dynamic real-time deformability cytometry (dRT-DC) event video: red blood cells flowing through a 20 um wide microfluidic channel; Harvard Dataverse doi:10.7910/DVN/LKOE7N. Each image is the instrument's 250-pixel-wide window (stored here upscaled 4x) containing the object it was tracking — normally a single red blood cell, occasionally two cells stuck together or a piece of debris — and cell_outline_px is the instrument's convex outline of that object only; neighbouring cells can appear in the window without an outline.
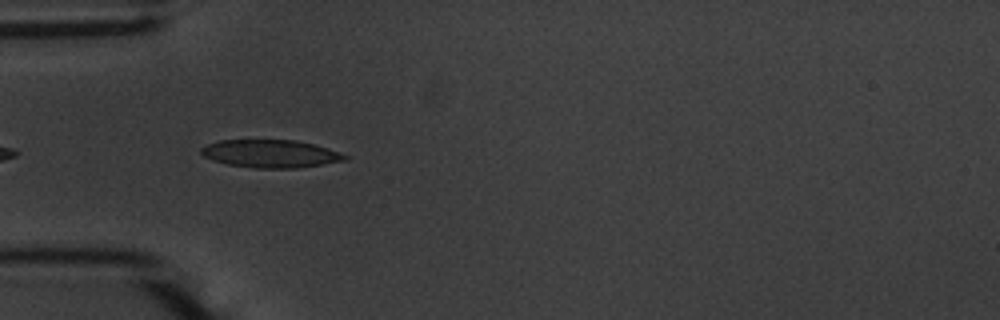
{"species": "common noctule bat (a hibernating species)", "species_latin": "Nyctalus noctula", "temperature_condition": "warm", "stored_images_in_passage": 16, "camera_frame_rate_fps": 3000, "um_per_image_px": 0.085, "animal": {"sex": "male", "body_mass_g": 20.1, "forearm_length_mm": 53.5}, "frame": {"image": 1, "passage_image": 3, "time_ms": 0.667, "image_size_px": [1000, 320], "cell_outline_px": [[348, 160], [296, 168], [252, 168], [228, 164], [204, 156], [200, 152], [200, 148], [208, 144], [220, 140], [296, 140], [328, 148], [340, 152], [348, 156]], "centroid_in_image_um": [23.02, 13.06], "position_along_channel_um": 62.0, "area_um2": 23.18}}